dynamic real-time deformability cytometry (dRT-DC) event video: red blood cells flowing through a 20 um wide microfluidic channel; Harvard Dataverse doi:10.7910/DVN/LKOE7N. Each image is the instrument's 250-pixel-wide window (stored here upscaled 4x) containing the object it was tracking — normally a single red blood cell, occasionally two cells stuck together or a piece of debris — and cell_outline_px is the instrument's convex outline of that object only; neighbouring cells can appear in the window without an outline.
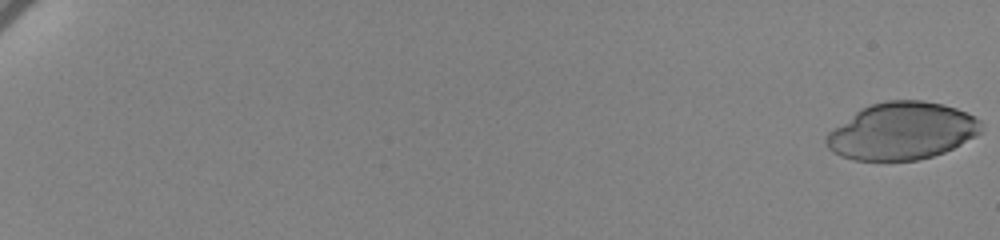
{"species": "human", "species_latin": "Homo sapiens", "temperature_condition": "cold", "stored_images_in_passage": 62, "camera_frame_rate_fps": 3000, "um_per_image_px": 0.085, "donor": {"sex": "female"}, "frame": {"image": 1, "passage_image": 1, "time_ms": 0.0, "image_size_px": [1000, 240], "cell_outline_px": [[984, 124], [980, 132], [976, 136], [944, 152], [932, 156], [916, 160], [852, 160], [840, 156], [832, 152], [828, 148], [824, 140], [828, 132], [860, 108], [872, 104], [888, 100], [924, 100], [956, 108], [980, 120]], "centroid_in_image_um": [76.64, 11.14], "position_along_channel_um": 8.4, "area_um2": 51.56}}
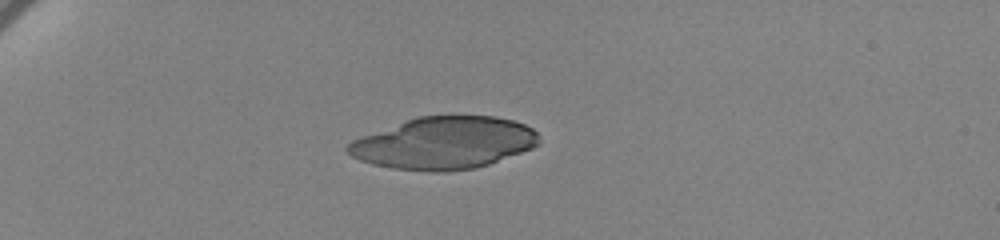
{"frame": {"image": 2, "passage_image": 20, "time_ms": 6.333, "image_size_px": [1000, 240], "cell_outline_px": [[540, 144], [532, 148], [488, 164], [472, 168], [444, 172], [428, 172], [392, 168], [372, 164], [360, 160], [352, 156], [344, 148], [352, 140], [416, 116], [496, 116], [512, 120], [524, 124], [532, 128], [540, 136]], "centroid_in_image_um": [37.74, 12.16], "position_along_channel_um": 47.3, "area_um2": 57.97}}